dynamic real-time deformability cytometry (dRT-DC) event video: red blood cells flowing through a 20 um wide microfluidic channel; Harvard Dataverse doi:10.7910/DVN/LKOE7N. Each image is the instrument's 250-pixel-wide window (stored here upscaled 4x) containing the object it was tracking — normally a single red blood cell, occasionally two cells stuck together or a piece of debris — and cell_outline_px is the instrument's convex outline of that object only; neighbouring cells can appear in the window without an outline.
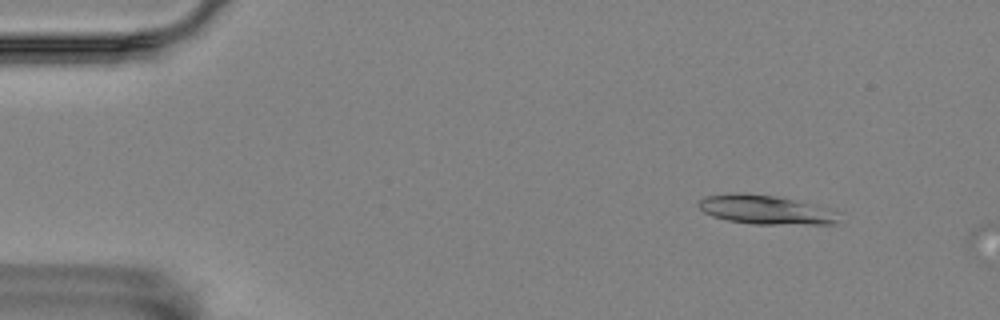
{"species": "Egyptian fruit bat (a non-hibernating species)", "species_latin": "Rousettus aegyptiacus", "temperature_condition": "room temperature", "stored_images_in_passage": 9, "camera_frame_rate_fps": 3000, "um_per_image_px": 0.085, "animal": {"sex": "female"}, "frame": {"image": 1, "passage_image": 6, "time_ms": 1.667, "image_size_px": [1000, 320], "cell_outline_px": [[836, 220], [832, 224], [752, 224], [728, 220], [712, 216], [704, 212], [696, 204], [704, 196], [740, 192], [748, 192], [776, 196], [792, 200], [836, 212]], "centroid_in_image_um": [64.93, 17.82], "position_along_channel_um": 20.1, "area_um2": 23.24}}